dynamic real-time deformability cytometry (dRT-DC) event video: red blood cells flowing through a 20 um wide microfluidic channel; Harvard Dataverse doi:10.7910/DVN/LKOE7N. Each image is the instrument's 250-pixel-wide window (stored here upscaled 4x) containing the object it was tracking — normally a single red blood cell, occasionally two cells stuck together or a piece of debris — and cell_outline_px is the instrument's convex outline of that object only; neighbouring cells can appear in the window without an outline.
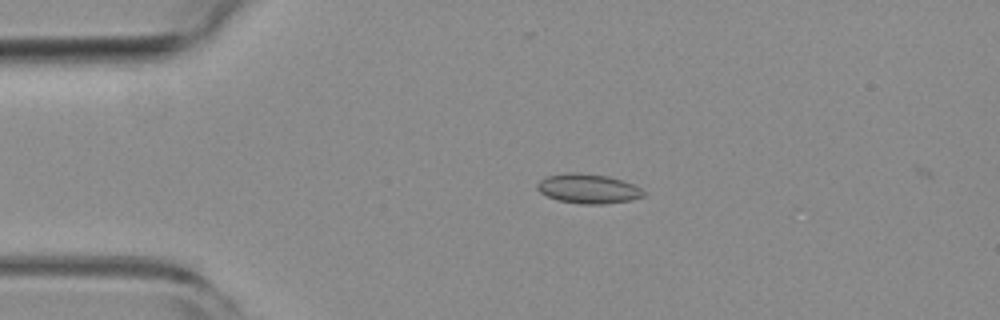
{"species": "common noctule bat (a hibernating species)", "species_latin": "Nyctalus noctula", "temperature_condition": "room temperature", "stored_images_in_passage": 3, "camera_frame_rate_fps": 3000, "um_per_image_px": 0.085, "animal": {"sex": "female", "body_mass_g": 19.3, "forearm_length_mm": 54.1}, "frame": {"image": 1, "passage_image": 1, "time_ms": 0.0, "image_size_px": [1000, 320], "cell_outline_px": [[644, 196], [632, 200], [604, 204], [580, 204], [556, 200], [540, 192], [536, 188], [536, 184], [544, 176], [568, 172], [580, 172], [608, 176], [632, 184], [640, 188], [644, 192]], "centroid_in_image_um": [49.95, 16.03], "position_along_channel_um": 35.1, "area_um2": 18.44}}